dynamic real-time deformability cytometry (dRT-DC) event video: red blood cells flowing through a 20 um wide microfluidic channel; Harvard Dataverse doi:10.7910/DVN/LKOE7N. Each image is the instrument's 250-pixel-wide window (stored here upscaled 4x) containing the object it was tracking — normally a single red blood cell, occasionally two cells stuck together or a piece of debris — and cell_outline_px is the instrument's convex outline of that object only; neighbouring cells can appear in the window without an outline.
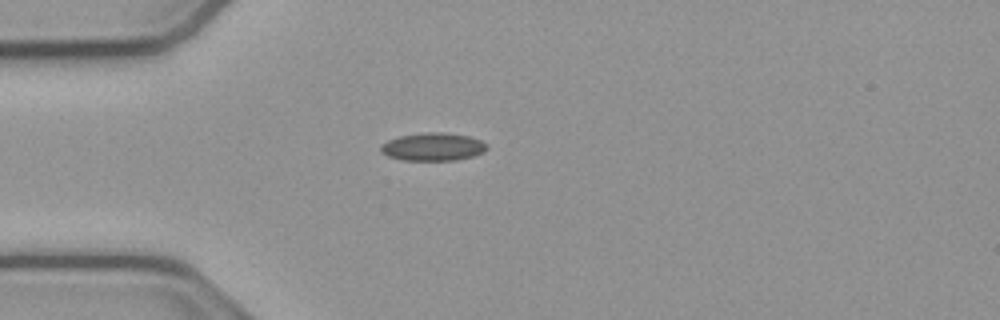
{"species": "common noctule bat (a hibernating species)", "species_latin": "Nyctalus noctula", "temperature_condition": "cold", "stored_images_in_passage": 40, "camera_frame_rate_fps": 3000, "um_per_image_px": 0.085, "animal": {"sex": "male", "body_mass_g": 23.1, "forearm_length_mm": 52.7}, "frame": {"image": 1, "passage_image": 1, "time_ms": 0.0, "image_size_px": [1000, 320], "cell_outline_px": [[488, 148], [484, 152], [472, 156], [456, 160], [400, 160], [388, 156], [380, 152], [380, 144], [388, 140], [400, 136], [424, 132], [444, 132], [468, 136], [480, 140], [488, 144]], "centroid_in_image_um": [36.79, 12.47], "position_along_channel_um": 48.2, "area_um2": 17.4}}
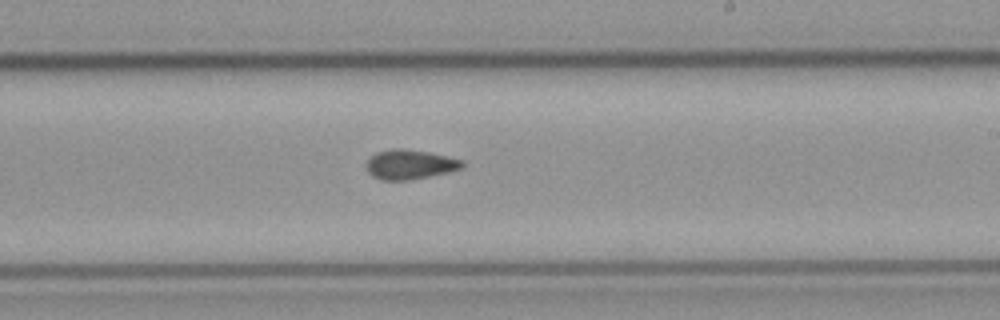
{"frame": {"image": 2, "passage_image": 18, "time_ms": 5.667, "image_size_px": [1000, 320], "cell_outline_px": [[464, 164], [460, 168], [448, 172], [408, 180], [380, 180], [372, 176], [368, 172], [364, 164], [376, 152], [396, 148], [404, 148], [428, 152], [464, 160]], "centroid_in_image_um": [34.8, 13.97], "position_along_channel_um": 254.2, "area_um2": 16.47}}
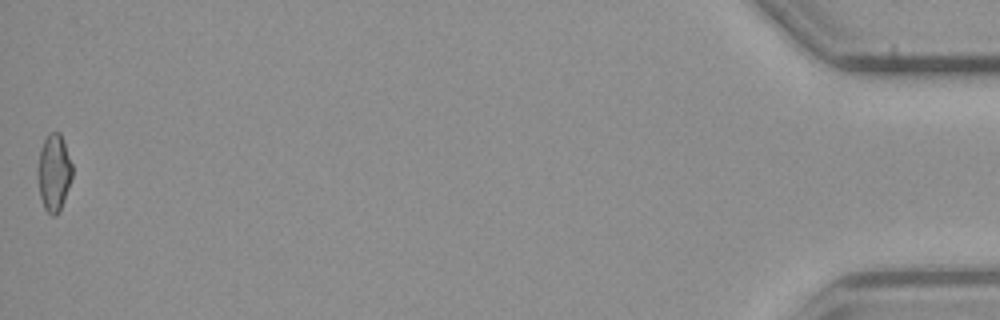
{"frame": {"image": 3, "passage_image": 40, "time_ms": 13.0, "image_size_px": [1000, 320], "cell_outline_px": [[72, 176], [68, 188], [60, 208], [56, 216], [52, 216], [44, 208], [40, 196], [36, 172], [40, 148], [48, 132], [60, 132], [72, 164]], "centroid_in_image_um": [4.55, 14.65], "position_along_channel_um": 430.6, "area_um2": 15.49}, "authors_computed_cell_mechanics": {"area_um2": 16.0395, "velocity_mm_per_s": 3.8462, "shape_relaxation_time_tau1_ms": null, "shape_relaxation_time_tau2_ms": 8.1297, "deformation_change_tau1": null, "deformation_change_tau2": 0.1456}}